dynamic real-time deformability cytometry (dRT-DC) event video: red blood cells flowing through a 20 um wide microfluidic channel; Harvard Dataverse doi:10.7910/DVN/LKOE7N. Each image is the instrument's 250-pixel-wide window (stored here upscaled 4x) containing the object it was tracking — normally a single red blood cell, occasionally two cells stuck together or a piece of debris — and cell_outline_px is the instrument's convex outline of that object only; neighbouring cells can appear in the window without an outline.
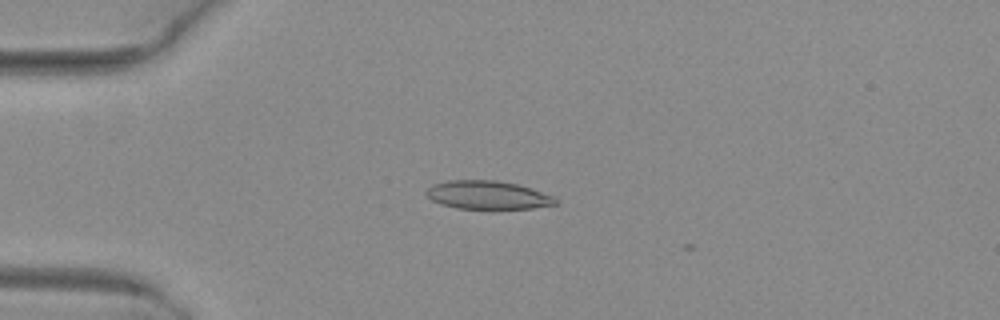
{"species": "common noctule bat (a hibernating species)", "species_latin": "Nyctalus noctula", "temperature_condition": "warm", "stored_images_in_passage": 7, "camera_frame_rate_fps": 3000, "um_per_image_px": 0.085, "animal": {"sex": "female", "body_mass_g": 29.2, "forearm_length_mm": 56.3}, "frame": {"image": 1, "passage_image": 4, "time_ms": 1.0, "image_size_px": [1000, 320], "cell_outline_px": [[560, 204], [532, 208], [492, 212], [456, 208], [440, 204], [432, 200], [424, 192], [432, 184], [448, 180], [496, 180], [516, 184], [532, 188], [552, 196], [560, 200]], "centroid_in_image_um": [41.49, 16.63], "position_along_channel_um": 43.5, "area_um2": 22.48}}